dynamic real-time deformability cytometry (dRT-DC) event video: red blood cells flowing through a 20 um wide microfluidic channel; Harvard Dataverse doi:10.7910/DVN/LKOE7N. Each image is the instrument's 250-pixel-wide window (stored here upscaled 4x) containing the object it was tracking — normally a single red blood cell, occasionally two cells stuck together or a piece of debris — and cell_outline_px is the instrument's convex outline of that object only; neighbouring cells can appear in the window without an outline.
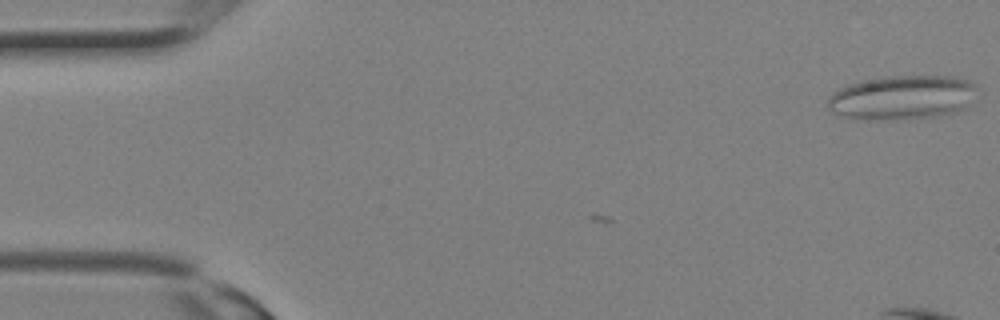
{"species": "Egyptian fruit bat (a non-hibernating species)", "species_latin": "Rousettus aegyptiacus", "temperature_condition": "room temperature", "stored_images_in_passage": 4, "camera_frame_rate_fps": 3000, "um_per_image_px": 0.085, "animal": {"sex": "female"}, "frame": {"image": 1, "passage_image": 4, "time_ms": 1.0, "image_size_px": [1000, 320], "cell_outline_px": [[980, 100], [968, 108], [956, 112], [940, 116], [896, 120], [872, 120], [844, 116], [832, 112], [828, 108], [828, 96], [832, 92], [844, 84], [860, 80], [884, 76], [952, 76], [968, 80], [976, 84], [980, 88]], "centroid_in_image_um": [76.8, 8.28], "position_along_channel_um": 8.2, "area_um2": 40.06}}